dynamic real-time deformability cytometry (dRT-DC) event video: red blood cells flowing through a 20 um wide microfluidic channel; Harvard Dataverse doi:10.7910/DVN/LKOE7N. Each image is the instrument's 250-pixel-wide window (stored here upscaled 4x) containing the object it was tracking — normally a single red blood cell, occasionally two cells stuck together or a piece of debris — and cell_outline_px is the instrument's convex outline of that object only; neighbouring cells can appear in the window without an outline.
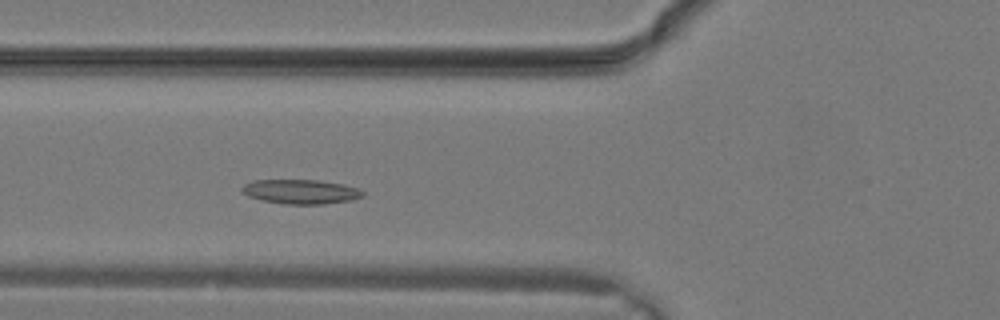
{"species": "common noctule bat (a hibernating species)", "species_latin": "Nyctalus noctula", "temperature_condition": "warm", "stored_images_in_passage": 7, "camera_frame_rate_fps": 3000, "um_per_image_px": 0.085, "animal": {"sex": "male", "body_mass_g": 19.2, "forearm_length_mm": 51.8}, "frame": {"image": 1, "passage_image": 7, "time_ms": 2.0, "image_size_px": [1000, 320], "cell_outline_px": [[364, 196], [348, 200], [324, 204], [284, 204], [264, 200], [248, 196], [240, 188], [244, 184], [252, 180], [320, 180], [344, 184], [360, 188], [364, 192]], "centroid_in_image_um": [25.59, 16.28], "position_along_channel_um": 100.2, "area_um2": 17.17}}